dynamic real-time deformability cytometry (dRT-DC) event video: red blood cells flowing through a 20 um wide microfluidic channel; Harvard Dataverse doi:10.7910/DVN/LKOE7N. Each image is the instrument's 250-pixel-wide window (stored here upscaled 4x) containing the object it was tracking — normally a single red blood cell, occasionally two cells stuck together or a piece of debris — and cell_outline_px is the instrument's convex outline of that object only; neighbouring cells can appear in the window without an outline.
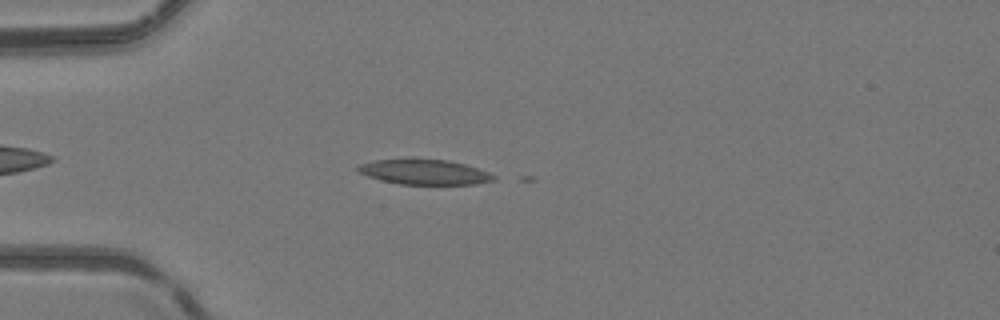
{"species": "common noctule bat (a hibernating species)", "species_latin": "Nyctalus noctula", "temperature_condition": "room temperature", "stored_images_in_passage": 10, "camera_frame_rate_fps": 3000, "um_per_image_px": 0.085, "animal": {"sex": "female", "body_mass_g": 24.6, "forearm_length_mm": 56.2}, "frame": {"image": 1, "passage_image": 6, "time_ms": 1.667, "image_size_px": [1000, 320], "cell_outline_px": [[496, 180], [476, 184], [400, 184], [368, 176], [360, 172], [356, 168], [360, 164], [372, 160], [448, 160], [464, 164], [488, 172], [496, 176]], "centroid_in_image_um": [36.11, 14.63], "position_along_channel_um": 48.9, "area_um2": 19.31}}